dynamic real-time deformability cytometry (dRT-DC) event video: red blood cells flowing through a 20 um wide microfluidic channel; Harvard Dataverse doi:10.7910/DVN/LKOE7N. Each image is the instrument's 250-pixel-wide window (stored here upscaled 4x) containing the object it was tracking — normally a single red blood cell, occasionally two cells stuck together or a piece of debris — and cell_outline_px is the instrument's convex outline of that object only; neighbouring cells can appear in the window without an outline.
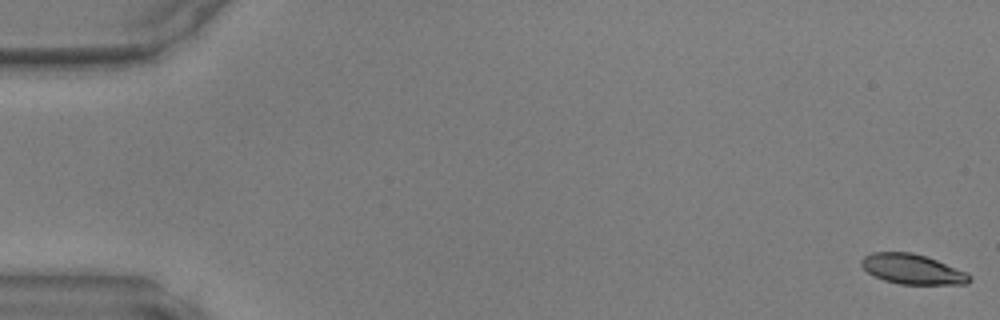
{"species": "common noctule bat (a hibernating species)", "species_latin": "Nyctalus noctula", "temperature_condition": "warm", "stored_images_in_passage": 48, "camera_frame_rate_fps": 3000, "um_per_image_px": 0.085, "animal": {"sex": "male", "body_mass_g": 17.9, "forearm_length_mm": 54.2}, "frame": {"image": 1, "passage_image": 1, "time_ms": 0.0, "image_size_px": [1000, 320], "cell_outline_px": [[972, 280], [968, 284], [900, 284], [884, 280], [872, 276], [860, 264], [860, 260], [864, 256], [872, 252], [912, 252], [936, 260], [968, 272], [972, 276]], "centroid_in_image_um": [77.56, 22.88], "position_along_channel_um": 7.4, "area_um2": 19.02}}
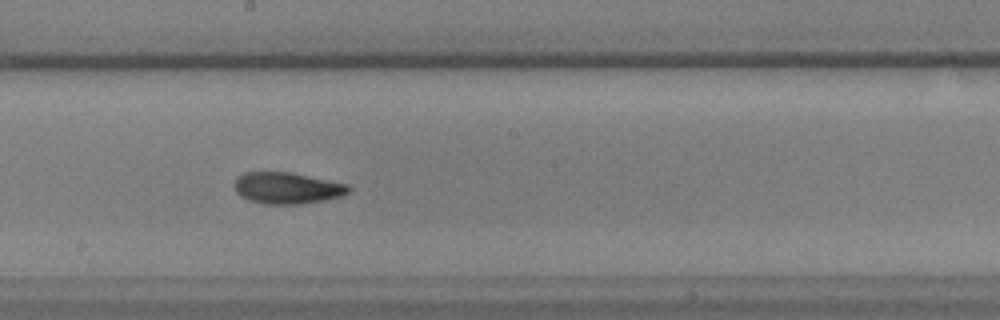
{"frame": {"image": 2, "passage_image": 27, "time_ms": 8.667, "image_size_px": [1000, 320], "cell_outline_px": [[352, 188], [348, 192], [340, 196], [324, 200], [300, 204], [264, 204], [248, 200], [240, 196], [236, 192], [236, 176], [244, 172], [292, 172], [348, 184]], "centroid_in_image_um": [24.4, 15.98], "position_along_channel_um": 223.8, "area_um2": 20.98}}
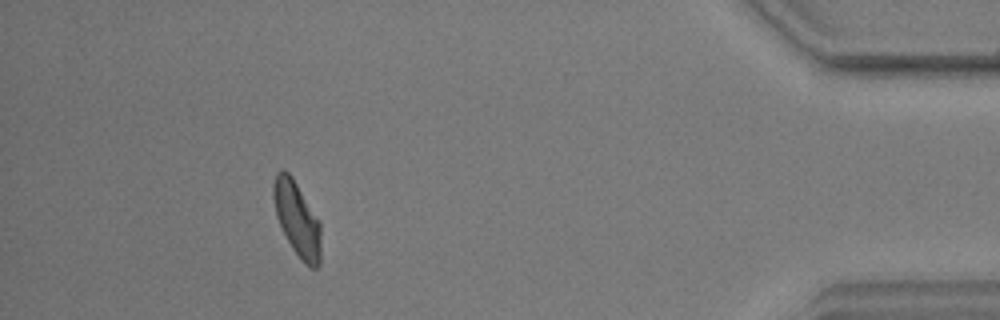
{"frame": {"image": 3, "passage_image": 44, "time_ms": 14.333, "image_size_px": [1000, 320], "cell_outline_px": [[320, 264], [316, 268], [312, 268], [304, 264], [300, 260], [292, 248], [276, 216], [272, 196], [272, 184], [276, 172], [280, 168], [284, 168], [292, 176], [320, 220]], "centroid_in_image_um": [25.24, 18.57], "position_along_channel_um": 410.0, "area_um2": 20.92}}